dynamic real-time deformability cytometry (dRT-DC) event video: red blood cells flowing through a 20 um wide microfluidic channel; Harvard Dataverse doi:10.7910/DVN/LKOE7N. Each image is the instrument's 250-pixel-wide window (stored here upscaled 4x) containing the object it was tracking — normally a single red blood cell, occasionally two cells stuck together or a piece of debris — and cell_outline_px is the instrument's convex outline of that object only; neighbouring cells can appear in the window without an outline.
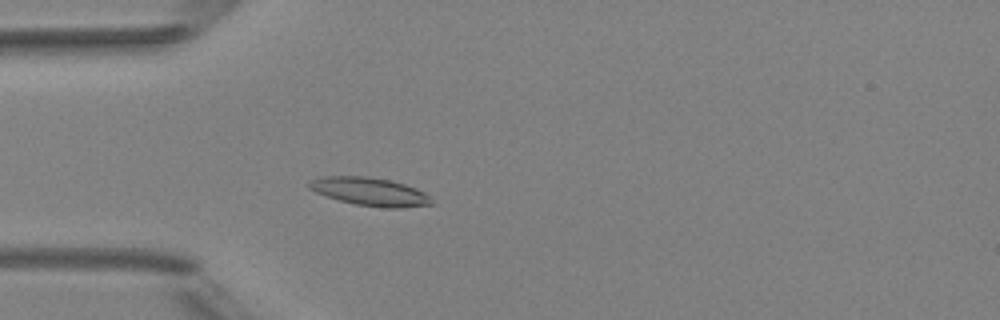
{"species": "Egyptian fruit bat (a non-hibernating species)", "species_latin": "Rousettus aegyptiacus", "temperature_condition": "room temperature", "stored_images_in_passage": 4, "camera_frame_rate_fps": 3000, "um_per_image_px": 0.085, "animal": {"sex": "female"}, "frame": {"image": 1, "passage_image": 4, "time_ms": 4.333, "image_size_px": [1000, 320], "cell_outline_px": [[432, 204], [400, 208], [384, 208], [356, 204], [340, 200], [316, 192], [308, 188], [308, 180], [320, 176], [364, 176], [388, 180], [404, 184], [416, 188], [424, 192], [428, 196]], "centroid_in_image_um": [31.39, 16.28], "position_along_channel_um": 53.6, "area_um2": 19.88}}